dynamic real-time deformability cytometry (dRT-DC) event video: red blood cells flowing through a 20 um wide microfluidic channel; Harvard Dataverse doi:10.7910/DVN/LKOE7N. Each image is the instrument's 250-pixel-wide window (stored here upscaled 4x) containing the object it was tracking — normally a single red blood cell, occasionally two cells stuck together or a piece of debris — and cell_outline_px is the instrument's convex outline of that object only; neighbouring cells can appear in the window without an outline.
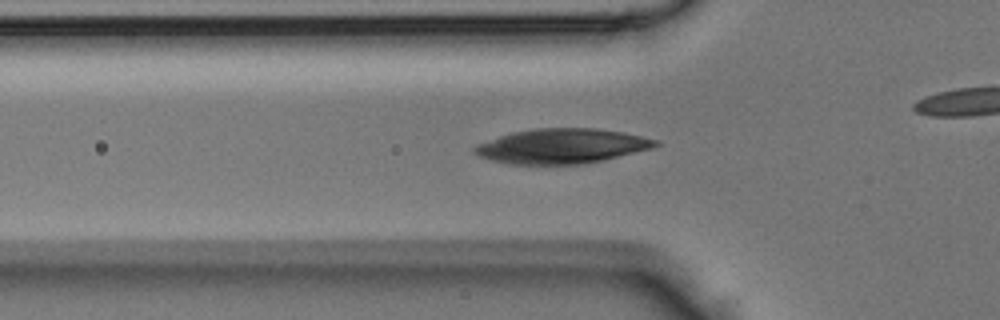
{"species": "Egyptian fruit bat (a non-hibernating species)", "species_latin": "Rousettus aegyptiacus", "temperature_condition": "room temperature", "stored_images_in_passage": 32, "camera_frame_rate_fps": 3000, "um_per_image_px": 0.085, "animal": {"sex": "male"}, "frame": {"image": 1, "passage_image": 11, "time_ms": 3.333, "image_size_px": [1000, 320], "cell_outline_px": [[660, 144], [652, 148], [604, 160], [580, 164], [508, 164], [492, 160], [480, 156], [472, 152], [472, 148], [476, 144], [512, 132], [536, 128], [596, 128], [624, 132], [660, 140]], "centroid_in_image_um": [47.76, 12.41], "position_along_channel_um": 78.0, "area_um2": 36.76}}
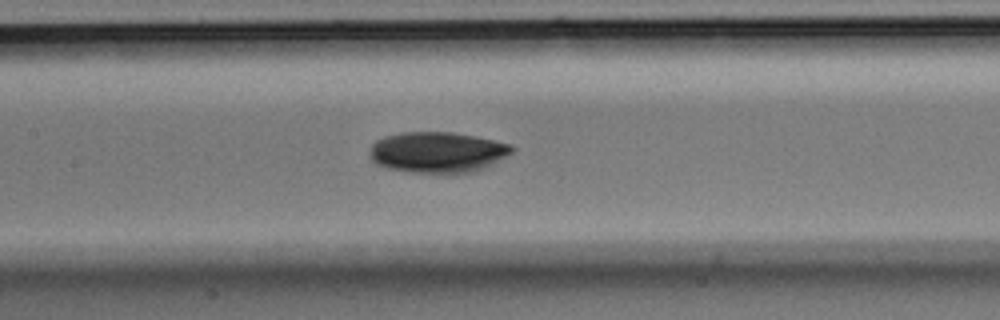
{"frame": {"image": 2, "passage_image": 17, "time_ms": 5.333, "image_size_px": [1000, 320], "cell_outline_px": [[516, 148], [512, 152], [492, 164], [476, 172], [408, 172], [384, 168], [376, 164], [372, 160], [372, 144], [376, 140], [384, 136], [404, 132], [452, 132], [512, 144]], "centroid_in_image_um": [37.19, 12.94], "position_along_channel_um": 170.2, "area_um2": 33.58}}
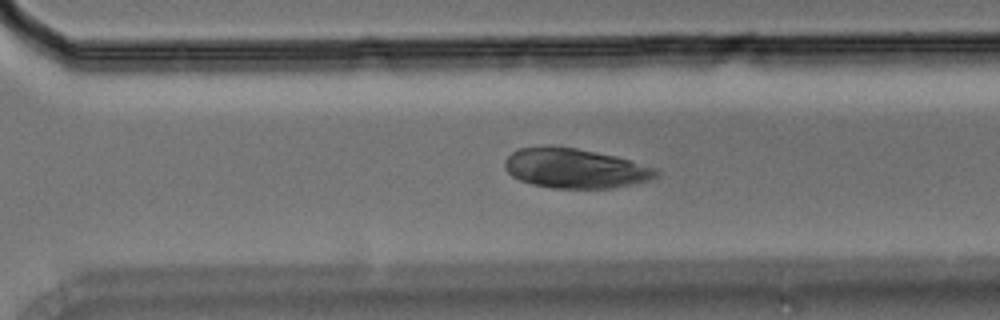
{"frame": {"image": 3, "passage_image": 27, "time_ms": 8.667, "image_size_px": [1000, 320], "cell_outline_px": [[660, 176], [648, 180], [632, 184], [612, 188], [552, 188], [532, 184], [520, 180], [512, 176], [504, 168], [504, 160], [512, 152], [520, 148], [576, 148], [616, 156], [656, 168], [660, 172]], "centroid_in_image_um": [48.91, 14.33], "position_along_channel_um": 321.7, "area_um2": 34.51}}